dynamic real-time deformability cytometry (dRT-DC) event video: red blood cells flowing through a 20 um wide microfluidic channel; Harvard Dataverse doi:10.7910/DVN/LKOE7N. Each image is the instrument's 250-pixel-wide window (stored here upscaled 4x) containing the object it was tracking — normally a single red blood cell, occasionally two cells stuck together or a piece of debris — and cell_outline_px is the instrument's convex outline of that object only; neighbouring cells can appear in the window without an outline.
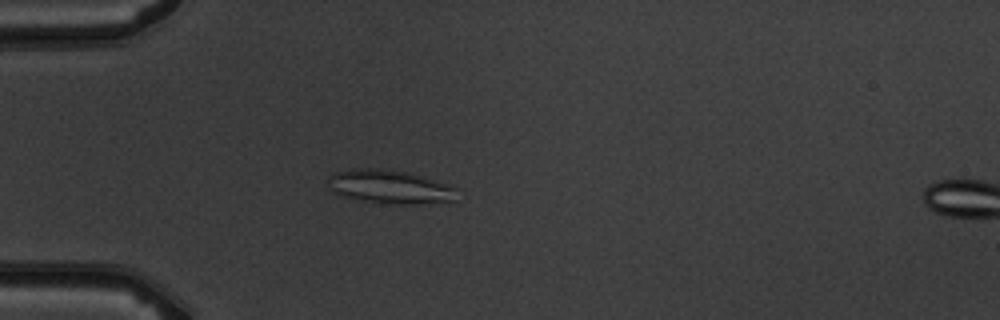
{"species": "common noctule bat (a hibernating species)", "species_latin": "Nyctalus noctula", "temperature_condition": "warm", "stored_images_in_passage": 6, "camera_frame_rate_fps": 3000, "um_per_image_px": 0.085, "animal": {"sex": "male", "body_mass_g": 19.5, "forearm_length_mm": 54.6}, "frame": {"image": 1, "passage_image": 5, "time_ms": 4.667, "image_size_px": [1000, 320], "cell_outline_px": [[456, 200], [420, 204], [388, 204], [344, 196], [336, 192], [332, 188], [328, 180], [328, 176], [336, 172], [352, 168], [384, 168], [404, 172], [420, 176], [456, 188]], "centroid_in_image_um": [33.13, 15.87], "position_along_channel_um": 51.9, "area_um2": 24.74}}